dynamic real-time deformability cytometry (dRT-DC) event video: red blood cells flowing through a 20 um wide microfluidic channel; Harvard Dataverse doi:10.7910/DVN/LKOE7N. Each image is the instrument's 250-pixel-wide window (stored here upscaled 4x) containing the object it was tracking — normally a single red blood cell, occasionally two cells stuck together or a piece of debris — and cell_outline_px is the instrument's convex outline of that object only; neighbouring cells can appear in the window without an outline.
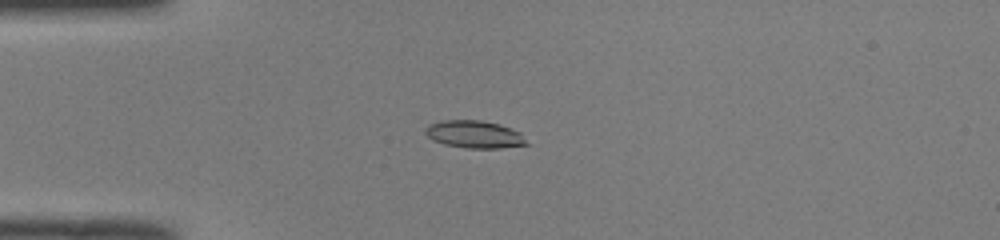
{"species": "common noctule bat (a hibernating species)", "species_latin": "Nyctalus noctula", "temperature_condition": "room temperature", "stored_images_in_passage": 32, "camera_frame_rate_fps": 3000, "um_per_image_px": 0.085, "animal": {"sex": "male", "body_mass_g": 19.0, "forearm_length_mm": 50.8}, "frame": {"image": 1, "passage_image": 1, "time_ms": 0.0, "image_size_px": [1000, 240], "cell_outline_px": [[528, 144], [500, 148], [468, 148], [444, 144], [432, 140], [424, 132], [424, 128], [428, 124], [440, 120], [480, 120], [500, 124], [520, 132]], "centroid_in_image_um": [40.27, 11.41], "position_along_channel_um": 44.7, "area_um2": 16.24}}
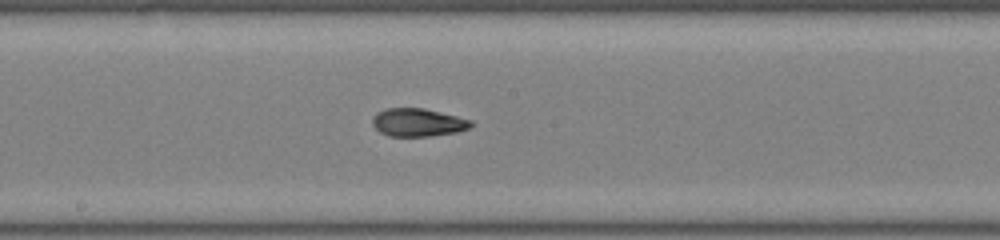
{"frame": {"image": 2, "passage_image": 15, "time_ms": 4.667, "image_size_px": [1000, 240], "cell_outline_px": [[472, 124], [468, 128], [456, 132], [432, 136], [388, 136], [380, 132], [372, 124], [372, 116], [376, 112], [388, 108], [424, 108], [472, 120]], "centroid_in_image_um": [35.48, 10.4], "position_along_channel_um": 212.7, "area_um2": 16.07}}
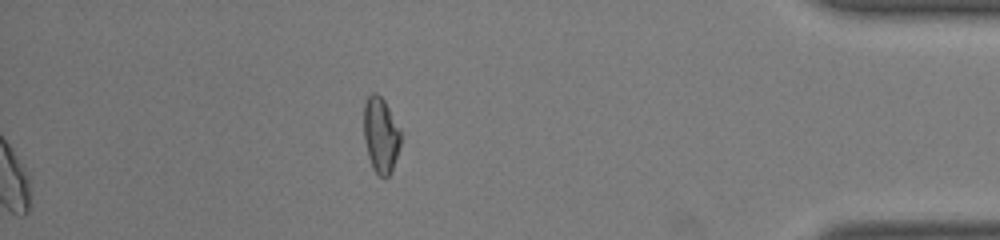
{"frame": {"image": 3, "passage_image": 32, "time_ms": 10.333, "image_size_px": [1000, 240], "cell_outline_px": [[400, 148], [392, 172], [388, 176], [380, 176], [372, 168], [368, 156], [364, 140], [364, 104], [368, 96], [372, 92], [376, 92], [384, 100], [400, 128]], "centroid_in_image_um": [32.37, 11.48], "position_along_channel_um": 402.8, "area_um2": 16.36}, "authors_computed_cell_mechanics": {"area_um2": 16.4152, "velocity_mm_per_s": 4.0544, "shape_relaxation_time_tau1_ms": 9.5333, "shape_relaxation_time_tau2_ms": 2.0295, "deformation_change_tau1": 0.24, "deformation_change_tau2": 0.0835}}